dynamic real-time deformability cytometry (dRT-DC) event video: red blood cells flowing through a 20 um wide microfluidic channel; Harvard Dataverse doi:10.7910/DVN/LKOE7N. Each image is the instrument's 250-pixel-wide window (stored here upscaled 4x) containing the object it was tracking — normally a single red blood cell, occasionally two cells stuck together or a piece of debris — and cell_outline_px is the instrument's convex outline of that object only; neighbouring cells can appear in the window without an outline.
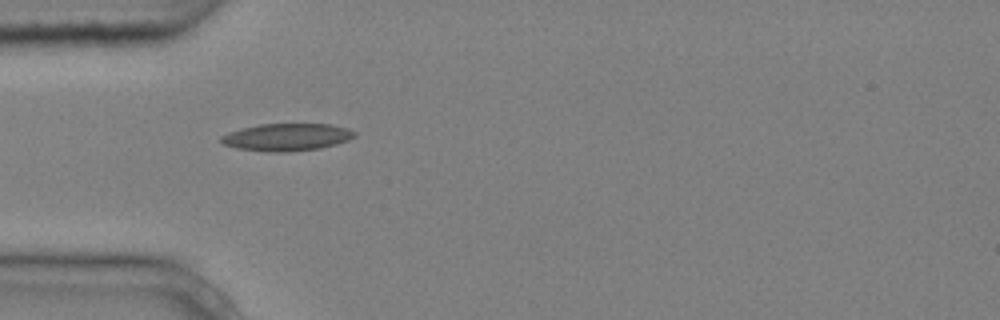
{"species": "common noctule bat (a hibernating species)", "species_latin": "Nyctalus noctula", "temperature_condition": "cold", "stored_images_in_passage": 8, "camera_frame_rate_fps": 3000, "um_per_image_px": 0.085, "animal": {"sex": "male", "body_mass_g": 20.4}, "frame": {"image": 1, "passage_image": 5, "time_ms": 1.333, "image_size_px": [1000, 320], "cell_outline_px": [[356, 136], [348, 140], [336, 144], [320, 148], [288, 152], [268, 152], [236, 148], [224, 144], [220, 140], [220, 136], [228, 132], [260, 124], [332, 124], [348, 128], [356, 132]], "centroid_in_image_um": [24.4, 11.66], "position_along_channel_um": 60.6, "area_um2": 21.33}}
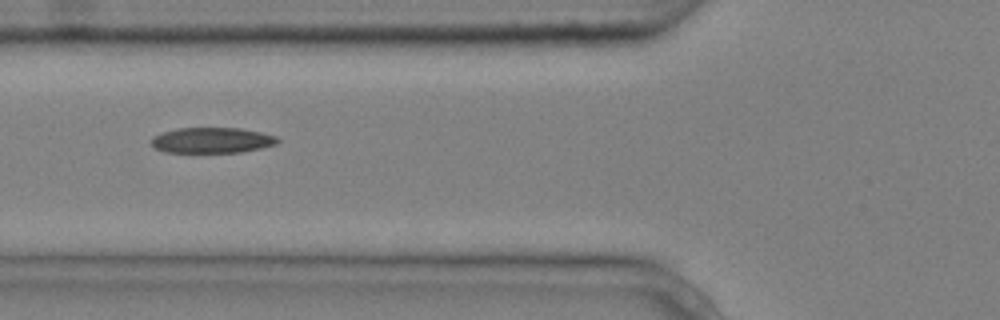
{"frame": {"image": 2, "passage_image": 6, "time_ms": 1.667, "image_size_px": [1000, 320], "cell_outline_px": [[280, 140], [276, 144], [260, 148], [240, 152], [164, 152], [156, 148], [152, 144], [152, 136], [160, 132], [176, 128], [240, 128], [260, 132], [276, 136]], "centroid_in_image_um": [17.99, 11.91], "position_along_channel_um": 107.8, "area_um2": 18.79}}